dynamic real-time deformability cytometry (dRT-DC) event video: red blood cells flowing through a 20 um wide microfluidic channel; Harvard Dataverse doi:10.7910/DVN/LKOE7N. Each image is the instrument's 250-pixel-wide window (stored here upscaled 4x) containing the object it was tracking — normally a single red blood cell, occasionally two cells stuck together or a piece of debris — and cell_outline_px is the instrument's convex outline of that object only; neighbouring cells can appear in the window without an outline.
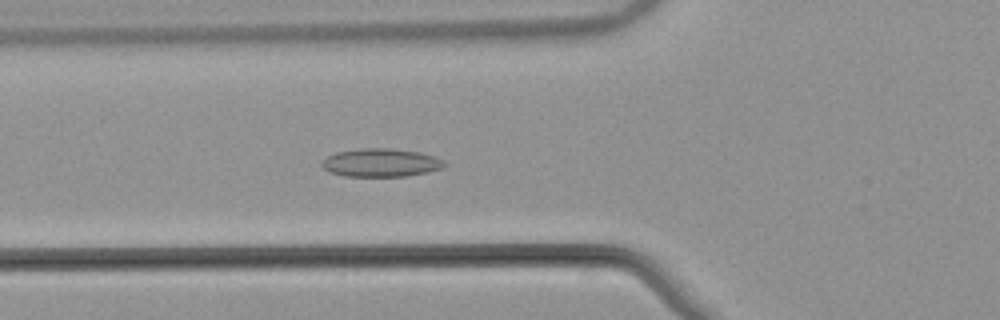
{"species": "common noctule bat (a hibernating species)", "species_latin": "Nyctalus noctula", "temperature_condition": "warm", "stored_images_in_passage": 55, "camera_frame_rate_fps": 3000, "um_per_image_px": 0.085, "animal": {"sex": "male", "body_mass_g": 21.5, "forearm_length_mm": 52.0}, "frame": {"image": 1, "passage_image": 21, "time_ms": 6.667, "image_size_px": [1000, 320], "cell_outline_px": [[448, 164], [444, 168], [428, 172], [404, 176], [344, 176], [328, 172], [320, 164], [328, 156], [336, 152], [360, 148], [388, 148], [420, 152], [436, 156], [444, 160]], "centroid_in_image_um": [32.41, 13.82], "position_along_channel_um": 93.4, "area_um2": 20.35}}
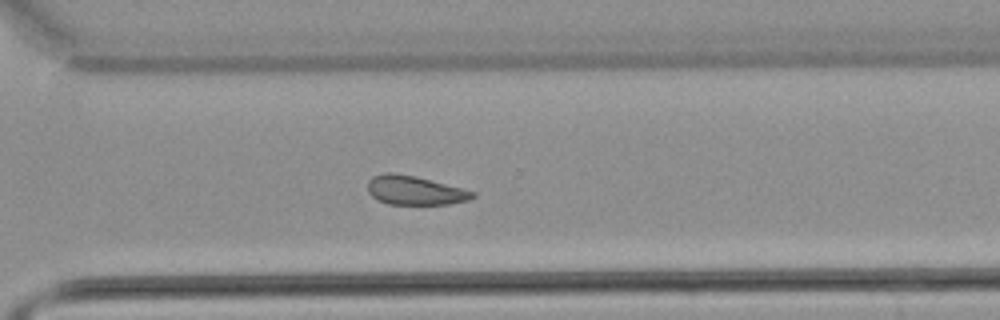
{"frame": {"image": 2, "passage_image": 40, "time_ms": 13.0, "image_size_px": [1000, 320], "cell_outline_px": [[476, 196], [468, 200], [448, 204], [388, 204], [376, 200], [368, 192], [368, 180], [372, 176], [388, 172], [392, 172], [416, 176], [476, 192]], "centroid_in_image_um": [35.23, 16.18], "position_along_channel_um": 335.4, "area_um2": 17.74}}
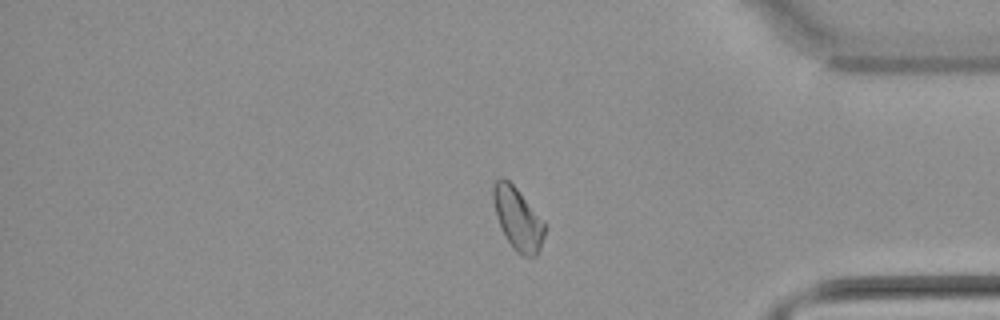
{"frame": {"image": 3, "passage_image": 46, "time_ms": 15.0, "image_size_px": [1000, 320], "cell_outline_px": [[544, 236], [540, 248], [536, 256], [524, 256], [516, 252], [512, 248], [496, 216], [492, 200], [492, 188], [496, 180], [500, 176], [504, 176], [516, 188], [544, 224]], "centroid_in_image_um": [43.96, 18.58], "position_along_channel_um": 391.2, "area_um2": 18.21}, "authors_computed_cell_mechanics": {"area_um2": 19.4786, "velocity_mm_per_s": 3.816, "shape_relaxation_time_tau1_ms": null, "shape_relaxation_time_tau2_ms": 9.6884, "deformation_change_tau1": null, "deformation_change_tau2": 0.1635}}